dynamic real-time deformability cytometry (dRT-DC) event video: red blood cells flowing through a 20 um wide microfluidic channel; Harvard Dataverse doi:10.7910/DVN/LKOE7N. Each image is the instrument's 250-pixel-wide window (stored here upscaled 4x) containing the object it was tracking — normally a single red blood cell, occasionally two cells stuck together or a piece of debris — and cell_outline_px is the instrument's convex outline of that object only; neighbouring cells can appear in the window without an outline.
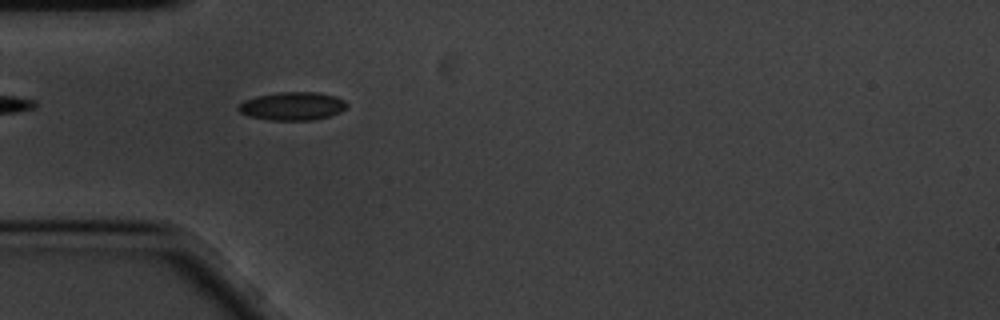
{"species": "common noctule bat (a hibernating species)", "species_latin": "Nyctalus noctula", "temperature_condition": "cold", "stored_images_in_passage": 45, "camera_frame_rate_fps": 3000, "um_per_image_px": 0.085, "animal": {"sex": "male", "body_mass_g": 20.1, "forearm_length_mm": 53.5}, "frame": {"image": 1, "passage_image": 4, "time_ms": 1.0, "image_size_px": [1000, 320], "cell_outline_px": [[348, 104], [340, 112], [332, 116], [312, 120], [268, 120], [248, 116], [240, 112], [236, 108], [244, 100], [256, 96], [276, 92], [316, 92], [336, 96], [344, 100]], "centroid_in_image_um": [24.85, 9.02], "position_along_channel_um": 60.2, "area_um2": 17.98}}
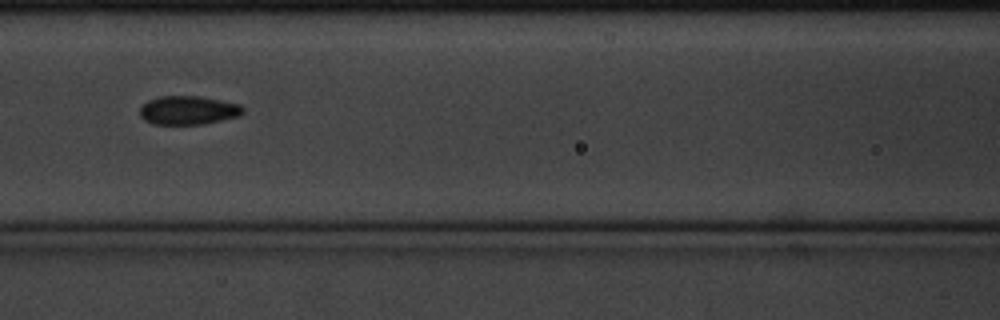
{"frame": {"image": 2, "passage_image": 12, "time_ms": 3.667, "image_size_px": [1000, 320], "cell_outline_px": [[244, 112], [240, 116], [204, 124], [152, 124], [144, 120], [140, 116], [140, 108], [148, 100], [160, 96], [200, 96], [240, 104], [244, 108]], "centroid_in_image_um": [16.01, 9.37], "position_along_channel_um": 150.6, "area_um2": 17.34}}
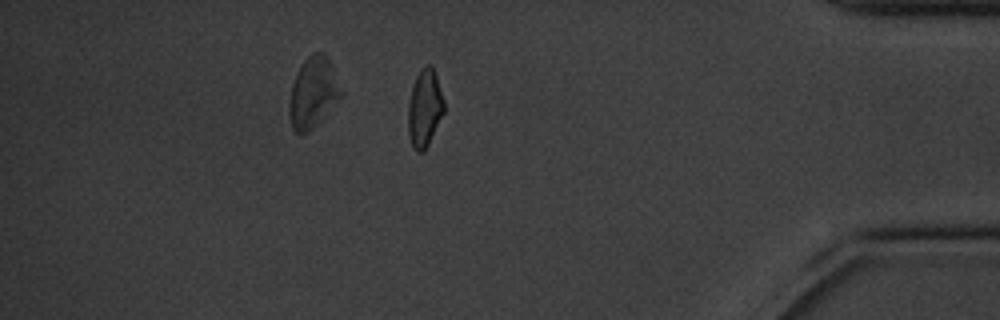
{"frame": {"image": 3, "passage_image": 37, "time_ms": 12.0, "image_size_px": [1000, 320], "cell_outline_px": [[444, 112], [424, 152], [416, 152], [412, 148], [408, 132], [408, 104], [412, 88], [416, 76], [420, 68], [428, 64], [432, 64], [444, 100]], "centroid_in_image_um": [36.08, 9.2], "position_along_channel_um": 399.1, "area_um2": 16.24}, "authors_computed_cell_mechanics": {"area_um2": 16.7042, "velocity_mm_per_s": 3.4329, "shape_relaxation_time_tau1_ms": 4.8357, "shape_relaxation_time_tau2_ms": 2.2402, "deformation_change_tau1": 0.0873, "deformation_change_tau2": 0.0708}}